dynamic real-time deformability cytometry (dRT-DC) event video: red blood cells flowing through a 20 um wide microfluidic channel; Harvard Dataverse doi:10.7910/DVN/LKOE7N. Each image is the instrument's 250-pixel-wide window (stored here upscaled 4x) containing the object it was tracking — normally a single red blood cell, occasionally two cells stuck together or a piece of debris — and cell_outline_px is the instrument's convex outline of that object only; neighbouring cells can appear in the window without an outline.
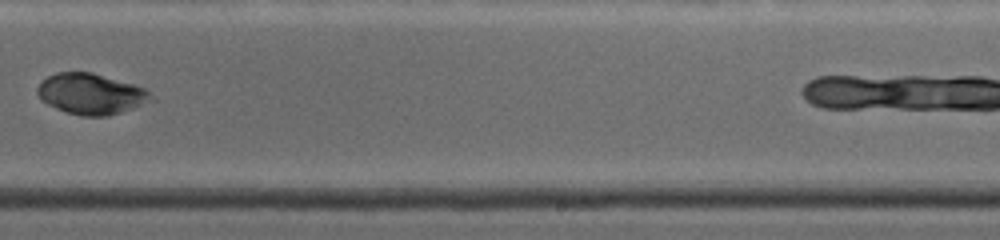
{"species": "common noctule bat (a hibernating species)", "species_latin": "Nyctalus noctula", "temperature_condition": "warm", "stored_images_in_passage": 11, "camera_frame_rate_fps": 4500, "um_per_image_px": 0.085, "animal": {"sex": "female", "body_mass_g": 19.0, "forearm_length_mm": 53.3}, "frame": {"image": 1, "passage_image": 7, "time_ms": 5.556, "image_size_px": [1000, 240], "cell_outline_px": [[156, 100], [108, 116], [80, 116], [56, 108], [40, 100], [36, 92], [36, 88], [40, 80], [56, 72], [92, 72], [132, 84], [144, 88]], "centroid_in_image_um": [7.69, 7.98], "position_along_channel_um": 281.3, "area_um2": 27.05}}
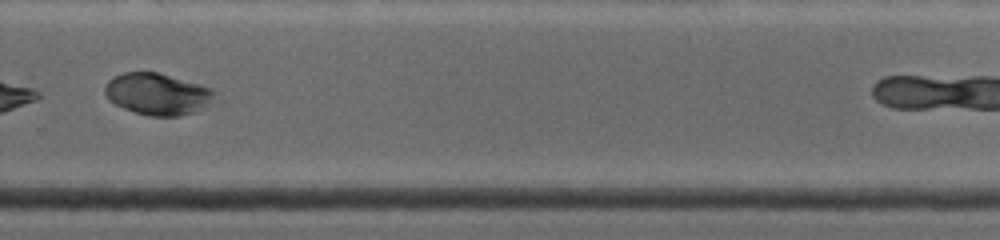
{"frame": {"image": 2, "passage_image": 8, "time_ms": 6.444, "image_size_px": [1000, 240], "cell_outline_px": [[216, 96], [200, 108], [192, 112], [180, 116], [148, 116], [124, 108], [108, 100], [104, 92], [104, 88], [108, 80], [124, 72], [156, 72], [200, 84], [212, 88], [216, 92]], "centroid_in_image_um": [13.35, 7.98], "position_along_channel_um": 316.4, "area_um2": 26.36}}